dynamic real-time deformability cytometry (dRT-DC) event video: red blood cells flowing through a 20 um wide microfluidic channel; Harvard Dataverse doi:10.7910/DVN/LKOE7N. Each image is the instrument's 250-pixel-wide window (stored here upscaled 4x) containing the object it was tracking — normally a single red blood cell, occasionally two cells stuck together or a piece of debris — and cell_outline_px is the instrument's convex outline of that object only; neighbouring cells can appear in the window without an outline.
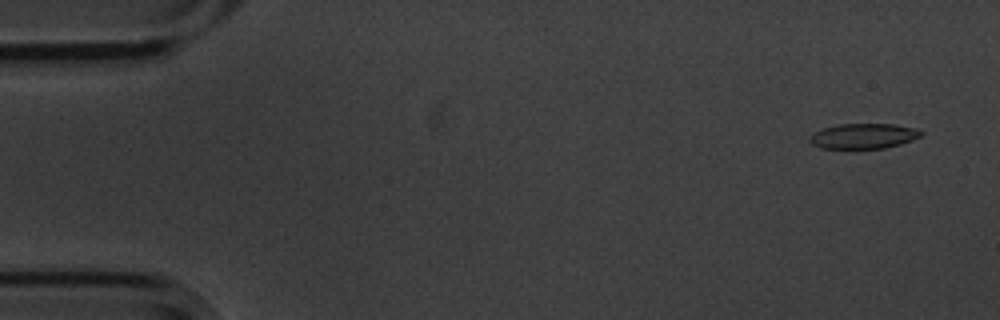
{"species": "common noctule bat (a hibernating species)", "species_latin": "Nyctalus noctula", "temperature_condition": "cold", "stored_images_in_passage": 16, "camera_frame_rate_fps": 3000, "um_per_image_px": 0.085, "animal": {"sex": "male", "body_mass_g": 20.1, "forearm_length_mm": 53.5}, "frame": {"image": 1, "passage_image": 3, "time_ms": 0.667, "image_size_px": [1000, 320], "cell_outline_px": [[924, 132], [920, 136], [912, 140], [900, 144], [884, 148], [820, 148], [812, 144], [808, 140], [808, 136], [824, 128], [836, 124], [892, 124], [916, 128]], "centroid_in_image_um": [73.38, 11.56], "position_along_channel_um": 11.6, "area_um2": 16.3}}